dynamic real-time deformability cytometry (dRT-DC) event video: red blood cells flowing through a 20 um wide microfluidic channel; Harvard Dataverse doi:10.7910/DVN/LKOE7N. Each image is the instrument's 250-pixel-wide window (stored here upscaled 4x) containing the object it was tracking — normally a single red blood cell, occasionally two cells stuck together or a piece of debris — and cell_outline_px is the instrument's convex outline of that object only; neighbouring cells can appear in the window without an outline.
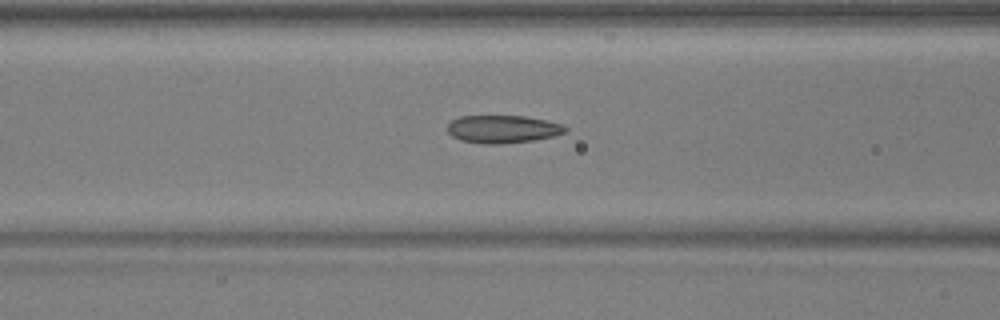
{"species": "common noctule bat (a hibernating species)", "species_latin": "Nyctalus noctula", "temperature_condition": "warm", "stored_images_in_passage": 39, "camera_frame_rate_fps": 3000, "um_per_image_px": 0.085, "animal": {"sex": "male", "body_mass_g": 17.9, "forearm_length_mm": 54.2}, "frame": {"image": 1, "passage_image": 9, "time_ms": 2.667, "image_size_px": [1000, 320], "cell_outline_px": [[568, 132], [556, 136], [532, 140], [504, 144], [484, 144], [460, 140], [452, 136], [448, 132], [448, 124], [452, 120], [460, 116], [524, 116], [544, 120], [560, 124], [568, 128]], "centroid_in_image_um": [42.74, 10.98], "position_along_channel_um": 123.9, "area_um2": 19.13}}
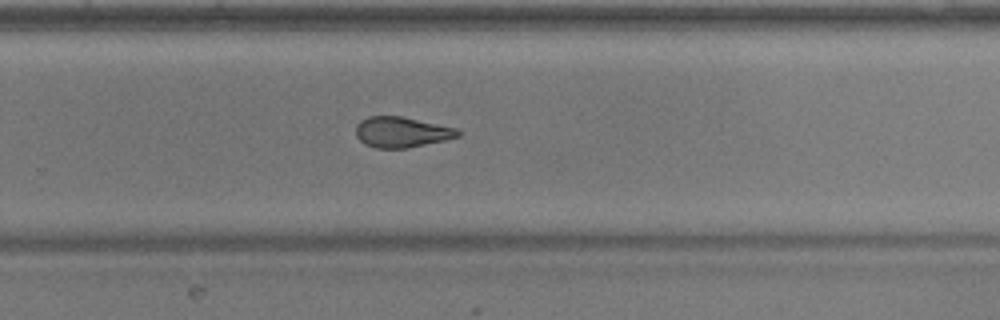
{"frame": {"image": 2, "passage_image": 22, "time_ms": 7.0, "image_size_px": [1000, 320], "cell_outline_px": [[460, 136], [444, 140], [408, 148], [376, 148], [364, 144], [356, 136], [356, 124], [360, 120], [368, 116], [400, 116], [456, 128], [460, 132]], "centroid_in_image_um": [34.09, 11.23], "position_along_channel_um": 295.7, "area_um2": 18.09}}
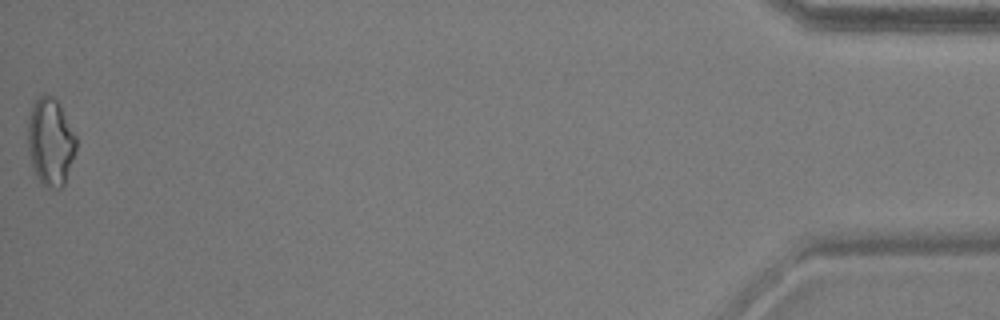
{"frame": {"image": 3, "passage_image": 39, "time_ms": 12.667, "image_size_px": [1000, 320], "cell_outline_px": [[76, 148], [64, 184], [60, 188], [48, 188], [40, 184], [36, 176], [32, 164], [28, 148], [28, 120], [32, 108], [36, 100], [40, 96], [52, 96], [56, 100], [76, 136]], "centroid_in_image_um": [4.28, 12.11], "position_along_channel_um": 430.9, "area_um2": 24.1}, "authors_computed_cell_mechanics": {"area_um2": 19.1318, "velocity_mm_per_s": 3.9677, "shape_relaxation_time_tau1_ms": 7.5896, "shape_relaxation_time_tau2_ms": 1.8096, "deformation_change_tau1": 0.2131, "deformation_change_tau2": 0.0985}}